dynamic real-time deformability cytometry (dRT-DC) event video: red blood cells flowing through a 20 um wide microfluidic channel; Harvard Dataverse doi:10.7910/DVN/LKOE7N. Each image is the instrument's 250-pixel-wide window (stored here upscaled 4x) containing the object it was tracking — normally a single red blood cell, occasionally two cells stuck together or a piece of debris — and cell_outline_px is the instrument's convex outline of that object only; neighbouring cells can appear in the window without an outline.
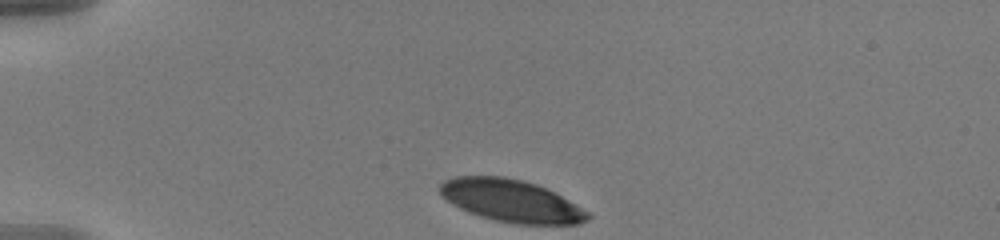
{"species": "human", "species_latin": "Homo sapiens", "temperature_condition": "warm", "stored_images_in_passage": 37, "camera_frame_rate_fps": 3000, "um_per_image_px": 0.085, "donor": {"sex": "male"}, "frame": {"image": 1, "passage_image": 1, "time_ms": 0.0, "image_size_px": [1000, 240], "cell_outline_px": [[592, 216], [588, 220], [580, 224], [516, 224], [496, 220], [480, 216], [468, 212], [452, 204], [436, 188], [444, 180], [456, 176], [504, 176], [536, 184], [592, 212]], "centroid_in_image_um": [43.46, 17.07], "position_along_channel_um": 41.5, "area_um2": 36.41}}
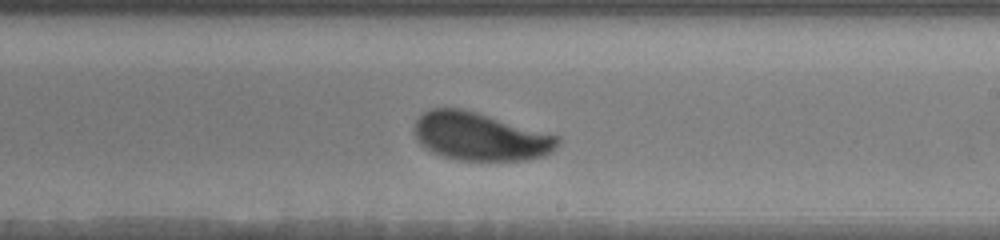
{"frame": {"image": 2, "passage_image": 22, "time_ms": 7.0, "image_size_px": [1000, 240], "cell_outline_px": [[560, 144], [552, 152], [544, 156], [524, 160], [456, 160], [432, 152], [420, 144], [412, 132], [412, 128], [416, 120], [424, 112], [432, 108], [460, 108], [476, 112], [560, 136]], "centroid_in_image_um": [40.81, 11.61], "position_along_channel_um": 248.2, "area_um2": 40.29}}
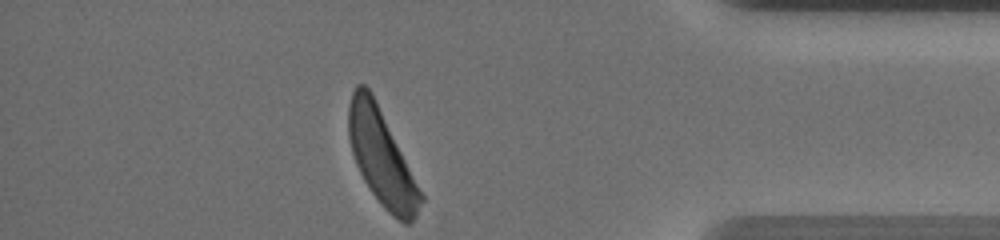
{"frame": {"image": 3, "passage_image": 37, "time_ms": 12.0, "image_size_px": [1000, 240], "cell_outline_px": [[424, 200], [416, 216], [408, 224], [404, 224], [392, 216], [384, 208], [372, 192], [364, 180], [356, 164], [352, 152], [348, 136], [348, 104], [352, 92], [356, 84], [364, 84], [372, 92], [424, 196]], "centroid_in_image_um": [32.43, 13.39], "position_along_channel_um": 402.8, "area_um2": 39.88}, "authors_computed_cell_mechanics": {"area_um2": 40.9802, "velocity_mm_per_s": 3.614, "shape_relaxation_time_tau1_ms": 2.175, "shape_relaxation_time_tau2_ms": null, "deformation_change_tau1": 0.1526, "deformation_change_tau2": null}}